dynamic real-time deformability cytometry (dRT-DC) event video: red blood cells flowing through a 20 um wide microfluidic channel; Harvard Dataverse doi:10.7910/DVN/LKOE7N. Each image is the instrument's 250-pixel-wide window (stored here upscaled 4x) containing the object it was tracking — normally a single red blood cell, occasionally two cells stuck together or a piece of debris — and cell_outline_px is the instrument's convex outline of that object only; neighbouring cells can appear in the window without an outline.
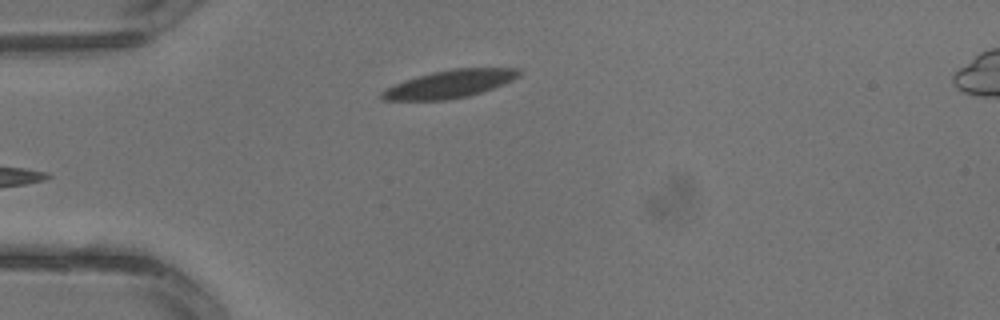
{"species": "common noctule bat (a hibernating species)", "species_latin": "Nyctalus noctula", "temperature_condition": "warm", "stored_images_in_passage": 4, "segment_of_instrument_passage": [1, 2], "camera_frame_rate_fps": 3000, "um_per_image_px": 0.085, "animal": {"sex": "male", "body_mass_g": 13.3}, "frame": {"image": 1, "passage_image": 3, "time_ms": 0.667, "image_size_px": [1000, 320], "cell_outline_px": [[520, 76], [512, 80], [492, 88], [468, 96], [444, 100], [380, 100], [380, 92], [396, 84], [432, 72], [452, 68], [520, 68]], "centroid_in_image_um": [38.24, 7.14], "position_along_channel_um": 46.8, "area_um2": 21.85}}